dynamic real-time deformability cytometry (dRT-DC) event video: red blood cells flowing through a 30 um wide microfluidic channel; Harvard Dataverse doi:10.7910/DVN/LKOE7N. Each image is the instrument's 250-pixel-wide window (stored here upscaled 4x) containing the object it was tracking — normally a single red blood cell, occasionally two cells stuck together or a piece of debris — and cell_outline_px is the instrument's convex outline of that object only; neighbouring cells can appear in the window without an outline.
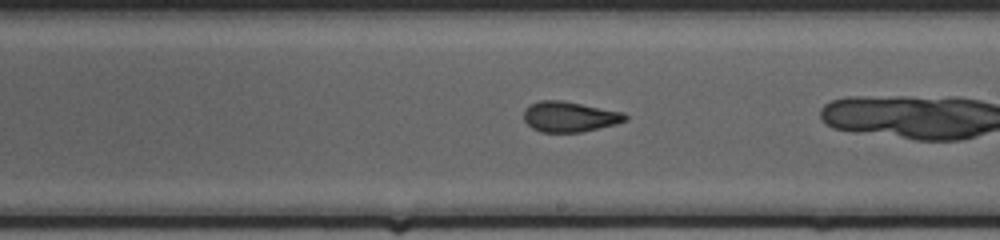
{"species": "common noctule bat (a hibernating species)", "species_latin": "Nyctalus noctula", "temperature_condition": "cold", "stored_images_in_passage": 36, "camera_frame_rate_fps": 3000, "um_per_image_px": 0.085, "animal": {"sex": "female", "body_mass_g": 20.0, "forearm_length_mm": 54.0}, "frame": {"image": 1, "passage_image": 26, "time_ms": 8.333, "image_size_px": [1000, 240], "cell_outline_px": [[628, 120], [616, 124], [580, 132], [540, 132], [532, 128], [524, 120], [524, 108], [528, 104], [540, 100], [560, 100], [624, 112], [628, 116]], "centroid_in_image_um": [48.39, 9.91], "position_along_channel_um": 240.6, "area_um2": 18.03}}